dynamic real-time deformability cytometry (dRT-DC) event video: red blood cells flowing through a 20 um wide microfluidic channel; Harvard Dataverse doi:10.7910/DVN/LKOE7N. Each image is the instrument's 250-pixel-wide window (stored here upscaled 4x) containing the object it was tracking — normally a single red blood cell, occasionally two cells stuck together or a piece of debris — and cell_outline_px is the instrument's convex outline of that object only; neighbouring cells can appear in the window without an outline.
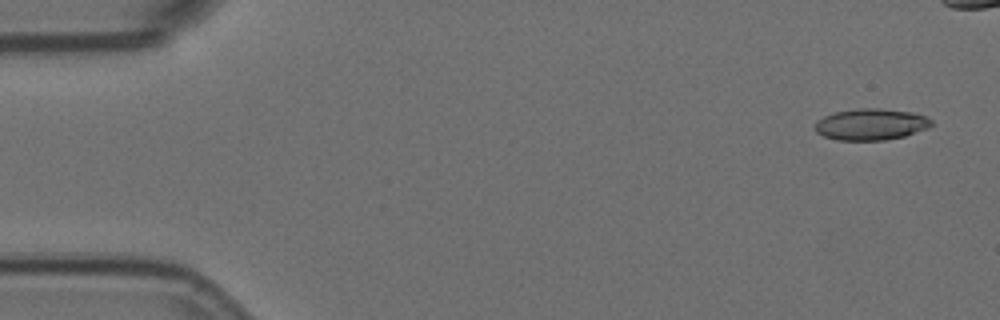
{"species": "Egyptian fruit bat (a non-hibernating species)", "species_latin": "Rousettus aegyptiacus", "temperature_condition": "room temperature", "stored_images_in_passage": 5, "camera_frame_rate_fps": 3000, "um_per_image_px": 0.085, "animal": {"sex": "female"}, "frame": {"image": 1, "passage_image": 1, "time_ms": 0.0, "image_size_px": [1000, 320], "cell_outline_px": [[932, 124], [928, 128], [904, 136], [884, 140], [836, 140], [824, 136], [816, 132], [816, 120], [824, 116], [836, 112], [860, 108], [880, 108], [912, 112], [928, 116], [932, 120]], "centroid_in_image_um": [74.05, 10.56], "position_along_channel_um": 10.9, "area_um2": 21.33}}